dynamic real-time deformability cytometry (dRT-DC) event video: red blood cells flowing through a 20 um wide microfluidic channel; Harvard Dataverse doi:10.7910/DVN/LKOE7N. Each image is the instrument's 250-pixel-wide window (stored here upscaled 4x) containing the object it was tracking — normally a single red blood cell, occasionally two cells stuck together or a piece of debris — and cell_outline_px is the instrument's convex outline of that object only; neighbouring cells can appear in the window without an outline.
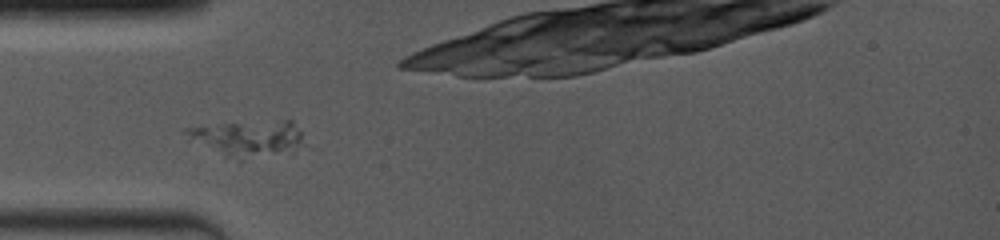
{"species": "common noctule bat (a hibernating species)", "species_latin": "Nyctalus noctula", "temperature_condition": "room temperature", "stored_images_in_passage": 2, "camera_frame_rate_fps": 4000, "um_per_image_px": 0.085, "animal": {"sex": "female", "body_mass_g": 19.0, "forearm_length_mm": 53.3}, "frame": {"image": 1, "passage_image": 1, "time_ms": 0.0, "image_size_px": [1000, 240], "cell_outline_px": [[300, 140], [292, 152], [244, 160], [240, 160], [224, 156], [188, 140], [184, 132], [184, 128], [220, 124], [284, 120], [292, 120], [300, 132]], "centroid_in_image_um": [21.0, 11.78], "position_along_channel_um": 64.0, "area_um2": 24.45}}
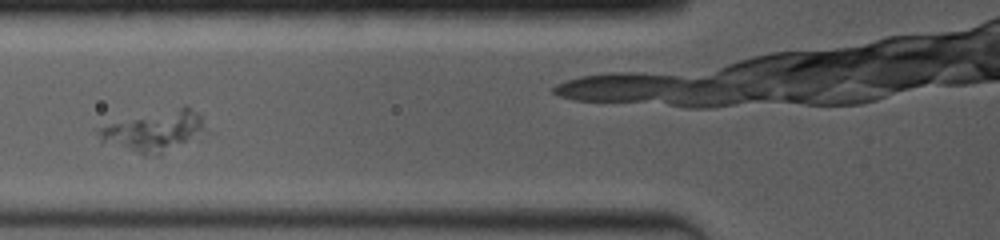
{"frame": {"image": 2, "passage_image": 2, "time_ms": 1.25, "image_size_px": [1000, 240], "cell_outline_px": [[208, 132], [200, 140], [160, 156], [144, 156], [100, 144], [96, 132], [96, 128], [184, 104], [188, 104], [200, 116]], "centroid_in_image_um": [13.17, 11.21], "position_along_channel_um": 112.6, "area_um2": 26.88}}